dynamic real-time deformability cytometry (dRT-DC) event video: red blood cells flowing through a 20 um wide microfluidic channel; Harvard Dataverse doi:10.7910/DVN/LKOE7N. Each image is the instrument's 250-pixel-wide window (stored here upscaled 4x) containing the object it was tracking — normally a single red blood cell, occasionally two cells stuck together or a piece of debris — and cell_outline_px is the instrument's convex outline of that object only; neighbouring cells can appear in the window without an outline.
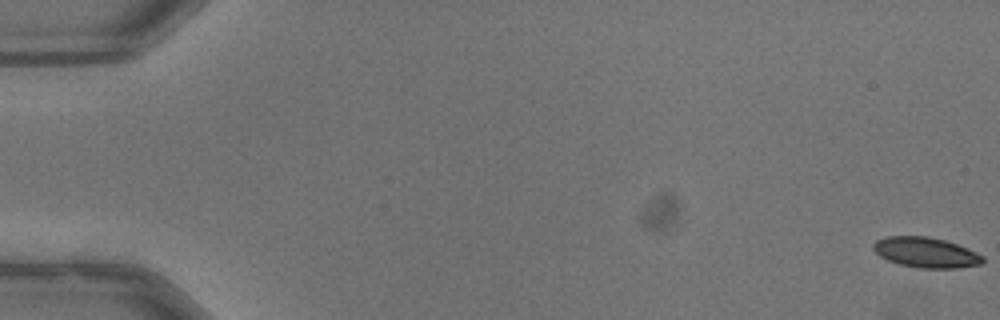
{"species": "common noctule bat (a hibernating species)", "species_latin": "Nyctalus noctula", "temperature_condition": "warm", "stored_images_in_passage": 54, "camera_frame_rate_fps": 3000, "um_per_image_px": 0.085, "animal": {"sex": "male", "body_mass_g": 13.3}, "frame": {"image": 1, "passage_image": 1, "time_ms": 0.0, "image_size_px": [1000, 320], "cell_outline_px": [[984, 264], [956, 268], [920, 268], [900, 264], [888, 260], [880, 256], [872, 248], [872, 244], [876, 240], [888, 236], [928, 236], [944, 240], [956, 244], [976, 252], [984, 256]], "centroid_in_image_um": [78.71, 21.46], "position_along_channel_um": 6.3, "area_um2": 19.31}}
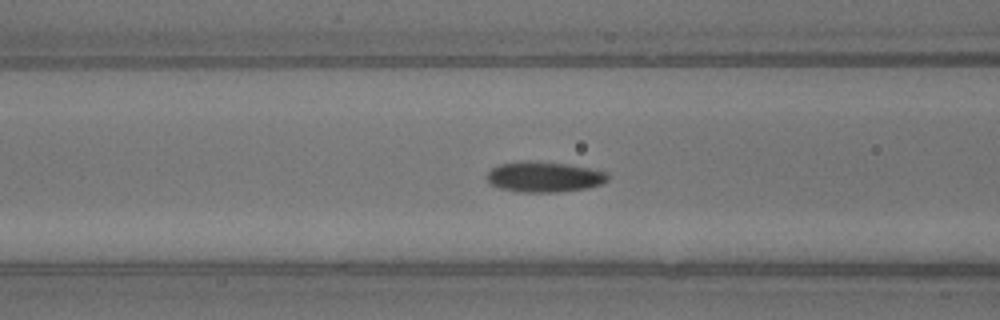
{"frame": {"image": 2, "passage_image": 23, "time_ms": 7.333, "image_size_px": [1000, 320], "cell_outline_px": [[608, 180], [604, 184], [588, 188], [556, 192], [520, 192], [500, 188], [492, 184], [484, 176], [492, 168], [500, 164], [524, 160], [532, 160], [568, 164], [608, 172]], "centroid_in_image_um": [46.27, 15.02], "position_along_channel_um": 120.3, "area_um2": 21.68}}
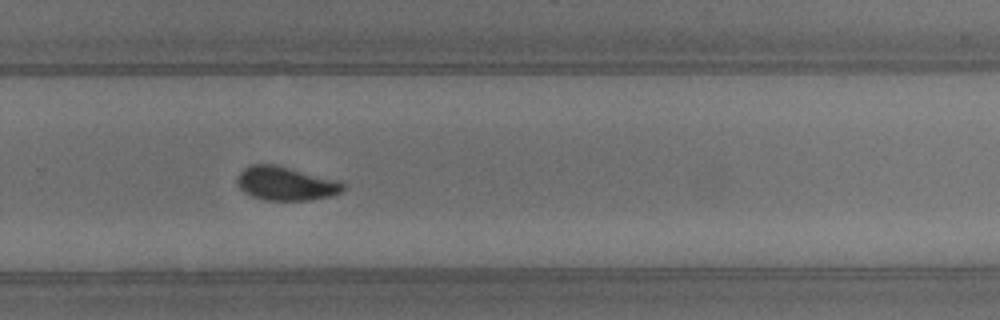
{"frame": {"image": 3, "passage_image": 37, "time_ms": 12.0, "image_size_px": [1000, 320], "cell_outline_px": [[344, 188], [340, 192], [332, 196], [308, 200], [264, 200], [252, 196], [244, 192], [240, 188], [236, 180], [240, 172], [244, 168], [252, 164], [276, 164], [340, 180], [344, 184]], "centroid_in_image_um": [24.3, 15.59], "position_along_channel_um": 305.5, "area_um2": 20.98}, "authors_computed_cell_mechanics": {"area_um2": 20.4612, "velocity_mm_per_s": 3.9782, "shape_relaxation_time_tau1_ms": 2.6131, "shape_relaxation_time_tau2_ms": 1.4618, "deformation_change_tau1": 0.1302, "deformation_change_tau2": 0.0701}}